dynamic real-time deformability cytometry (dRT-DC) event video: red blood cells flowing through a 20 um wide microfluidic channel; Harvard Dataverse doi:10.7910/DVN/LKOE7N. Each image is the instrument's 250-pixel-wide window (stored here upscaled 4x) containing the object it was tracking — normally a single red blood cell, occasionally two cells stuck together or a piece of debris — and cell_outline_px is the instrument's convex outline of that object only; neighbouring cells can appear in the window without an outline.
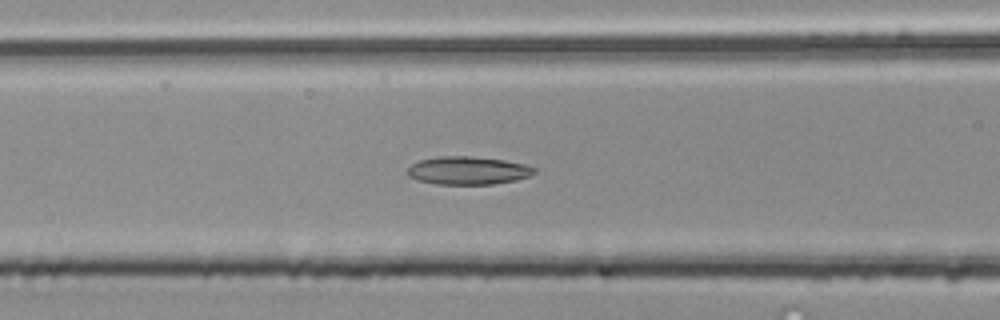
{"species": "common noctule bat (a hibernating species)", "species_latin": "Nyctalus noctula", "temperature_condition": "room temperature", "stored_images_in_passage": 53, "camera_frame_rate_fps": 3000, "um_per_image_px": 0.085, "animal": {"sex": "male", "body_mass_g": 20.4}, "frame": {"image": 1, "passage_image": 21, "time_ms": 6.667, "image_size_px": [1000, 320], "cell_outline_px": [[536, 172], [528, 176], [516, 180], [492, 184], [436, 184], [416, 180], [408, 176], [408, 168], [412, 164], [420, 160], [440, 156], [472, 156], [504, 160], [524, 164], [536, 168]], "centroid_in_image_um": [39.77, 14.49], "position_along_channel_um": 126.8, "area_um2": 20.69}}
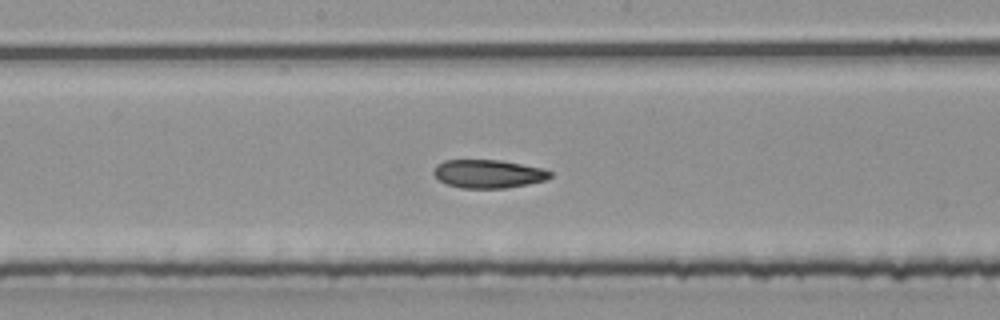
{"frame": {"image": 2, "passage_image": 27, "time_ms": 8.667, "image_size_px": [1000, 320], "cell_outline_px": [[552, 176], [544, 180], [528, 184], [504, 188], [460, 188], [448, 184], [440, 180], [432, 172], [436, 164], [444, 160], [500, 160], [540, 168], [552, 172]], "centroid_in_image_um": [41.47, 14.77], "position_along_channel_um": 206.7, "area_um2": 19.07}}
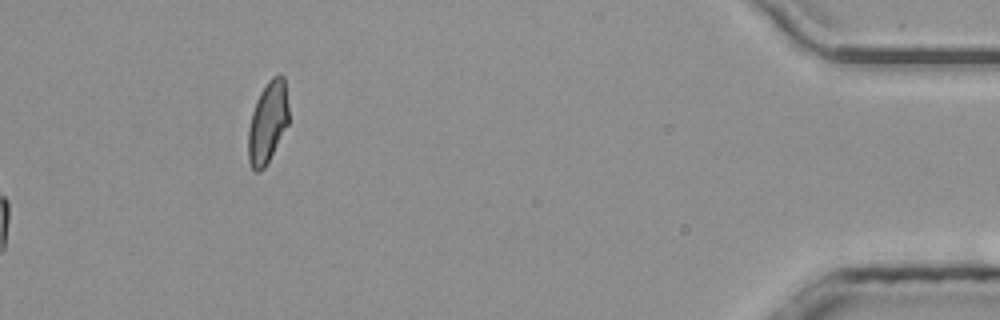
{"frame": {"image": 3, "passage_image": 53, "time_ms": 17.333, "image_size_px": [1000, 320], "cell_outline_px": [[288, 124], [264, 168], [260, 172], [256, 172], [252, 168], [248, 160], [248, 128], [252, 112], [256, 100], [260, 92], [268, 80], [272, 76], [280, 72], [284, 76], [288, 104]], "centroid_in_image_um": [22.75, 10.36], "position_along_channel_um": 412.5, "area_um2": 19.31}, "authors_computed_cell_mechanics": {"area_um2": 20.0566, "velocity_mm_per_s": 3.9829, "shape_relaxation_time_tau1_ms": null, "shape_relaxation_time_tau2_ms": 2.8015, "deformation_change_tau1": null, "deformation_change_tau2": 0.0802}}